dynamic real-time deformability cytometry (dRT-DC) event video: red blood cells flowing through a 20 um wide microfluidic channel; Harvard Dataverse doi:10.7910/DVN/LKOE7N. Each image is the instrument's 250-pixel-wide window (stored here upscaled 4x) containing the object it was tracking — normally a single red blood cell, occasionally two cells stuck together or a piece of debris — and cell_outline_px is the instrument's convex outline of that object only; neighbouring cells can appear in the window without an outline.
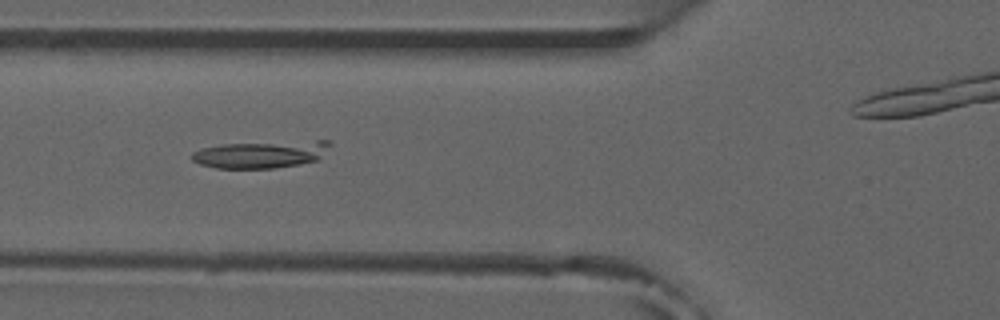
{"species": "common noctule bat (a hibernating species)", "species_latin": "Nyctalus noctula", "temperature_condition": "room temperature", "stored_images_in_passage": 9, "camera_frame_rate_fps": 3000, "um_per_image_px": 0.085, "animal": {"sex": "male", "forearm_length_mm": 52.5}, "frame": {"image": 1, "passage_image": 5, "time_ms": 5.333, "image_size_px": [1000, 320], "cell_outline_px": [[332, 144], [316, 160], [276, 168], [216, 168], [200, 164], [192, 160], [192, 152], [200, 148], [224, 144], [316, 140], [332, 140]], "centroid_in_image_um": [22.17, 13.1], "position_along_channel_um": 103.6, "area_um2": 21.79}}
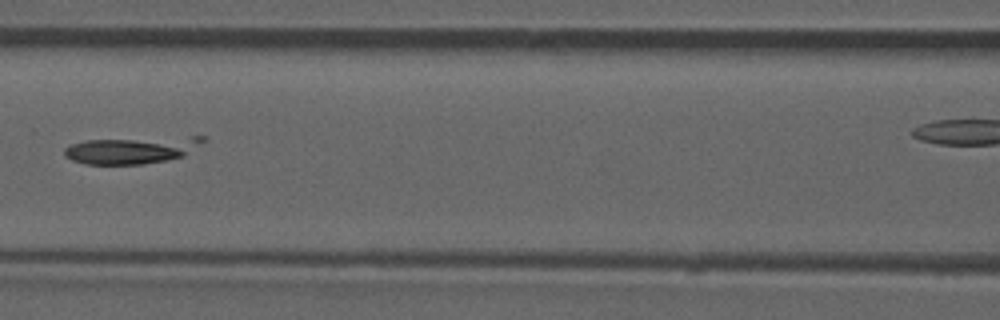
{"frame": {"image": 2, "passage_image": 6, "time_ms": 6.667, "image_size_px": [1000, 320], "cell_outline_px": [[184, 156], [168, 160], [144, 164], [84, 164], [72, 160], [64, 156], [64, 148], [68, 144], [84, 140], [132, 140], [160, 144], [184, 148]], "centroid_in_image_um": [10.24, 12.93], "position_along_channel_um": 156.4, "area_um2": 17.4}}